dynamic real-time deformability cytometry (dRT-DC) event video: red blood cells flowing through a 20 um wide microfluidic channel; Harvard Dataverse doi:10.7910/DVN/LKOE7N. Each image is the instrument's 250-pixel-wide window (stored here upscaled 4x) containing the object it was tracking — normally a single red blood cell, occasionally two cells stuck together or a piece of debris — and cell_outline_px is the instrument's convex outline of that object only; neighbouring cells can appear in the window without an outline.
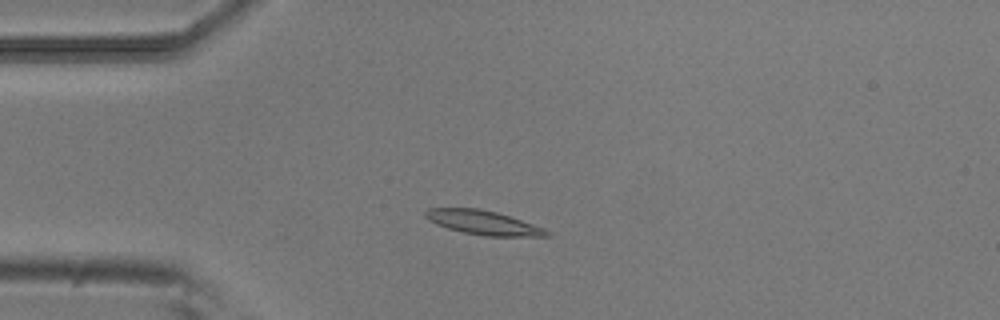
{"species": "common noctule bat (a hibernating species)", "species_latin": "Nyctalus noctula", "temperature_condition": "room temperature", "stored_images_in_passage": 46, "camera_frame_rate_fps": 3000, "um_per_image_px": 0.085, "animal": {"sex": "male", "body_mass_g": 20.5, "forearm_length_mm": 52.5}, "frame": {"image": 1, "passage_image": 6, "time_ms": 1.667, "image_size_px": [1000, 320], "cell_outline_px": [[552, 236], [484, 236], [464, 232], [448, 228], [428, 220], [424, 216], [424, 212], [428, 208], [476, 208], [496, 212], [544, 228], [552, 232]], "centroid_in_image_um": [41.08, 18.92], "position_along_channel_um": 43.9, "area_um2": 16.88}}
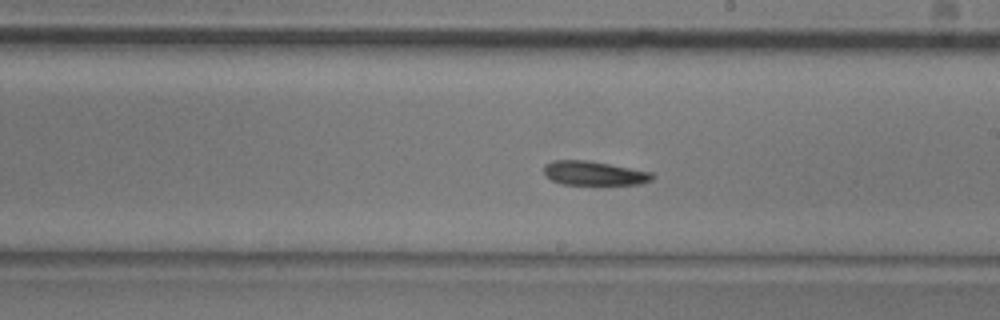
{"frame": {"image": 2, "passage_image": 23, "time_ms": 7.333, "image_size_px": [1000, 320], "cell_outline_px": [[652, 180], [640, 184], [560, 184], [544, 176], [544, 164], [552, 160], [584, 160], [608, 164], [652, 172]], "centroid_in_image_um": [50.43, 14.72], "position_along_channel_um": 238.6, "area_um2": 15.09}}
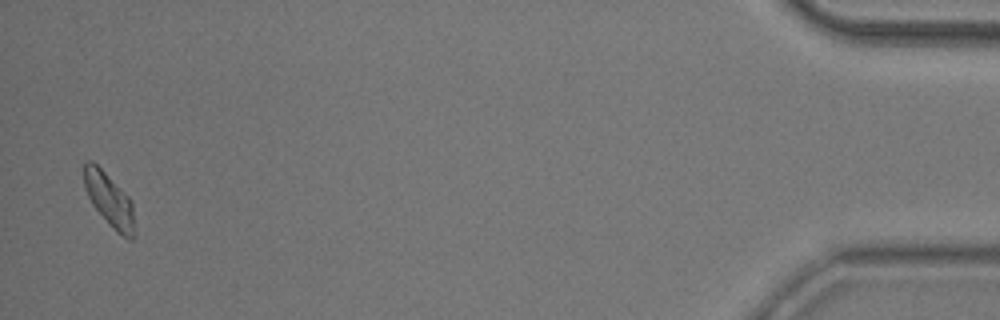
{"frame": {"image": 3, "passage_image": 45, "time_ms": 14.667, "image_size_px": [1000, 320], "cell_outline_px": [[136, 236], [132, 240], [128, 240], [116, 232], [112, 228], [92, 204], [84, 188], [84, 164], [88, 160], [92, 160], [132, 200]], "centroid_in_image_um": [9.32, 17.05], "position_along_channel_um": 425.9, "area_um2": 15.84}, "authors_computed_cell_mechanics": {"area_um2": 15.8372, "velocity_mm_per_s": 3.7751, "shape_relaxation_time_tau1_ms": 3.6144, "shape_relaxation_time_tau2_ms": 6.9664, "deformation_change_tau1": 0.109, "deformation_change_tau2": 0.152}}